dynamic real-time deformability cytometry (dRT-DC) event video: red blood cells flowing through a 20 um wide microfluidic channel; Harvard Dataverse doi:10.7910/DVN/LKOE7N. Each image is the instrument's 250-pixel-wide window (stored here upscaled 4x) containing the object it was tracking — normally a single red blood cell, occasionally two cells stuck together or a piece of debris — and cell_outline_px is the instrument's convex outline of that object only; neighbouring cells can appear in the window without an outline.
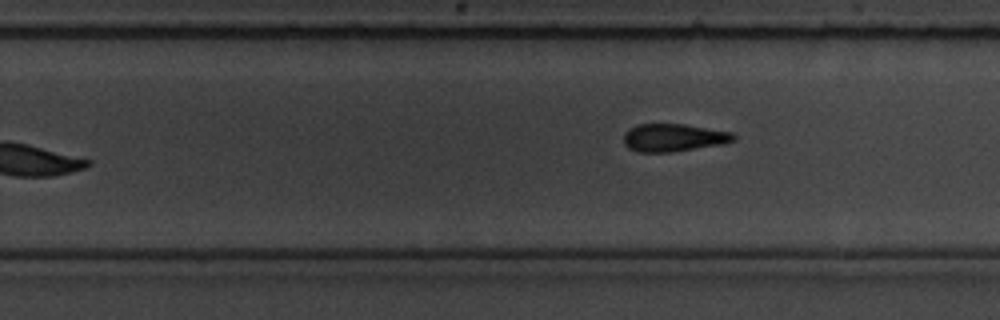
{"species": "common noctule bat (a hibernating species)", "species_latin": "Nyctalus noctula", "temperature_condition": "room temperature", "stored_images_in_passage": 10, "camera_frame_rate_fps": 3000, "um_per_image_px": 0.085, "animal": {"sex": "male", "body_mass_g": 19.5, "forearm_length_mm": 54.6}, "frame": {"image": 1, "passage_image": 10, "time_ms": 10.333, "image_size_px": [1000, 320], "cell_outline_px": [[736, 140], [724, 144], [672, 152], [636, 152], [628, 148], [624, 144], [624, 132], [628, 128], [636, 124], [684, 124], [732, 132], [736, 136]], "centroid_in_image_um": [57.24, 11.7], "position_along_channel_um": 272.6, "area_um2": 18.03}}